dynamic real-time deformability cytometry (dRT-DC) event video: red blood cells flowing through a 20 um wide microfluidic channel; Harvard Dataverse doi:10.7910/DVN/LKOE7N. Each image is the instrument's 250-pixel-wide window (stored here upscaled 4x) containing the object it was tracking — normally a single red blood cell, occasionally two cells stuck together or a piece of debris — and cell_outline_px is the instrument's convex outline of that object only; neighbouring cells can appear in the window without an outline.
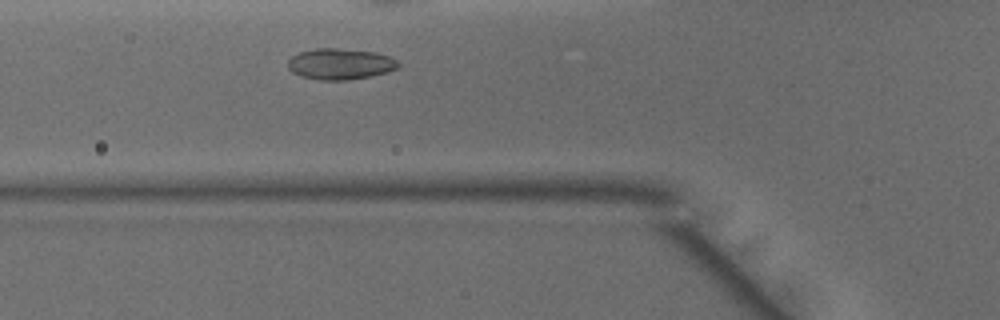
{"species": "common noctule bat (a hibernating species)", "species_latin": "Nyctalus noctula", "temperature_condition": "warm", "stored_images_in_passage": 26, "camera_frame_rate_fps": 3000, "um_per_image_px": 0.085, "animal": {"sex": "male", "body_mass_g": 15.6}, "frame": {"image": 1, "passage_image": 3, "time_ms": 0.667, "image_size_px": [1000, 320], "cell_outline_px": [[400, 64], [396, 68], [384, 72], [368, 76], [348, 80], [320, 80], [300, 76], [292, 72], [288, 68], [288, 60], [292, 56], [300, 52], [316, 48], [332, 48], [376, 52], [388, 56], [396, 60]], "centroid_in_image_um": [28.87, 5.44], "position_along_channel_um": 96.9, "area_um2": 19.71}}
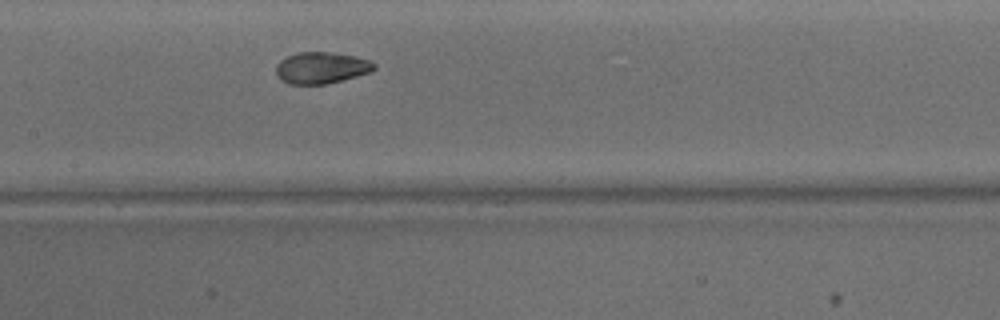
{"frame": {"image": 2, "passage_image": 9, "time_ms": 2.667, "image_size_px": [1000, 320], "cell_outline_px": [[376, 68], [372, 72], [324, 84], [288, 84], [276, 72], [276, 64], [280, 60], [296, 52], [328, 52], [352, 56], [368, 60], [376, 64]], "centroid_in_image_um": [27.32, 5.76], "position_along_channel_um": 180.1, "area_um2": 17.74}}
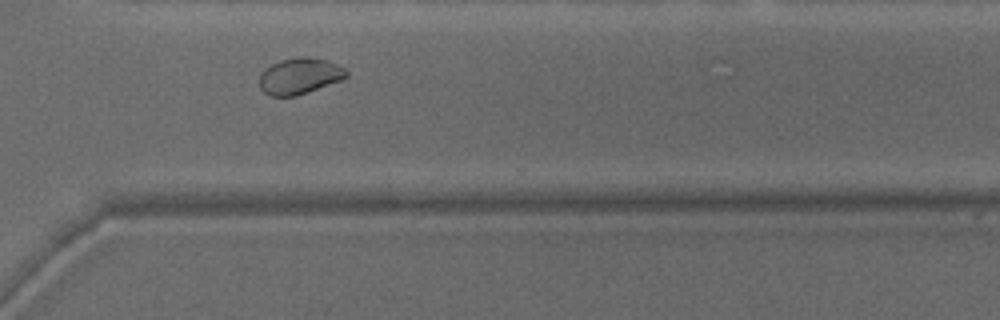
{"frame": {"image": 3, "passage_image": 21, "time_ms": 6.667, "image_size_px": [1000, 320], "cell_outline_px": [[348, 76], [340, 80], [296, 96], [268, 96], [260, 88], [260, 72], [264, 68], [280, 60], [300, 56], [308, 56], [328, 60], [344, 68], [348, 72]], "centroid_in_image_um": [25.44, 6.45], "position_along_channel_um": 345.2, "area_um2": 18.38}, "authors_computed_cell_mechanics": {"area_um2": 18.2937, "velocity_mm_per_s": 4.1275, "shape_relaxation_time_tau1_ms": 5.5018, "shape_relaxation_time_tau2_ms": 0.8959, "deformation_change_tau1": 0.179, "deformation_change_tau2": 0.034}}